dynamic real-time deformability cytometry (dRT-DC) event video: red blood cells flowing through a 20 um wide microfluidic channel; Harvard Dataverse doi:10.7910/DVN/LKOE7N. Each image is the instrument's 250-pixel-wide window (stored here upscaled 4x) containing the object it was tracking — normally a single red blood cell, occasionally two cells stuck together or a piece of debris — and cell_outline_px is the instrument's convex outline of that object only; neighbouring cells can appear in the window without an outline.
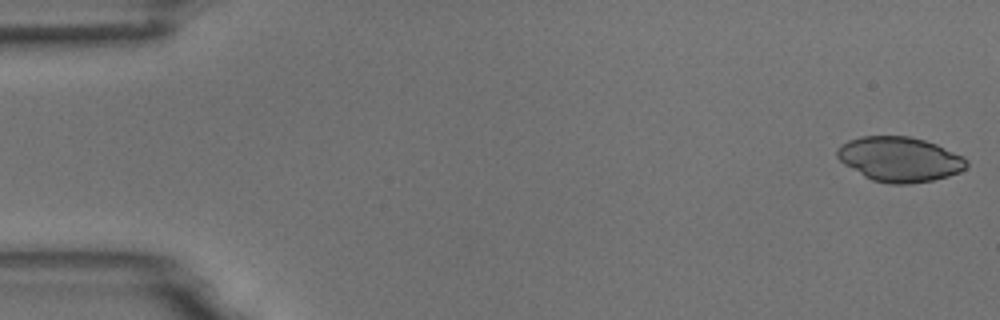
{"species": "common noctule bat (a hibernating species)", "species_latin": "Nyctalus noctula", "temperature_condition": "room temperature", "stored_images_in_passage": 5, "camera_frame_rate_fps": 3000, "um_per_image_px": 0.085, "animal": {"sex": "male", "body_mass_g": 18.8}, "frame": {"image": 1, "passage_image": 1, "time_ms": 0.0, "image_size_px": [1000, 320], "cell_outline_px": [[968, 164], [960, 172], [948, 176], [932, 180], [908, 184], [892, 184], [872, 180], [864, 176], [844, 164], [836, 156], [836, 148], [840, 144], [848, 140], [860, 136], [908, 136], [924, 140], [936, 144], [964, 156], [968, 160]], "centroid_in_image_um": [76.45, 13.53], "position_along_channel_um": 8.5, "area_um2": 33.87}}